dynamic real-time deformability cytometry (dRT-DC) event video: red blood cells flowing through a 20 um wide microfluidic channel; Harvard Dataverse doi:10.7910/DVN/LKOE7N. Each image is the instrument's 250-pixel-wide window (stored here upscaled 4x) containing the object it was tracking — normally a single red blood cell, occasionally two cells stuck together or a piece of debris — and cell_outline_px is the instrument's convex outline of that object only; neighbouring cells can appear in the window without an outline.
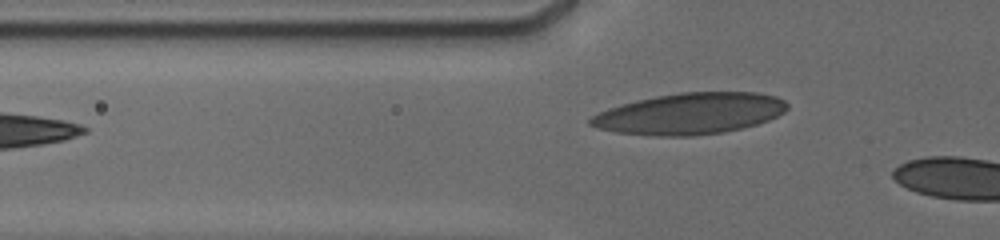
{"species": "human", "species_latin": "Homo sapiens", "temperature_condition": "cold", "stored_images_in_passage": 5, "camera_frame_rate_fps": 3000, "um_per_image_px": 0.085, "donor": {"sex": "male"}, "frame": {"image": 1, "passage_image": 2, "time_ms": 0.333, "image_size_px": [1000, 240], "cell_outline_px": [[788, 108], [784, 112], [768, 120], [756, 124], [724, 132], [692, 136], [656, 136], [616, 132], [600, 128], [588, 124], [588, 120], [592, 116], [608, 108], [636, 100], [656, 96], [680, 92], [756, 92], [776, 96], [784, 100], [788, 104]], "centroid_in_image_um": [58.65, 9.65], "position_along_channel_um": 67.1, "area_um2": 47.22}}